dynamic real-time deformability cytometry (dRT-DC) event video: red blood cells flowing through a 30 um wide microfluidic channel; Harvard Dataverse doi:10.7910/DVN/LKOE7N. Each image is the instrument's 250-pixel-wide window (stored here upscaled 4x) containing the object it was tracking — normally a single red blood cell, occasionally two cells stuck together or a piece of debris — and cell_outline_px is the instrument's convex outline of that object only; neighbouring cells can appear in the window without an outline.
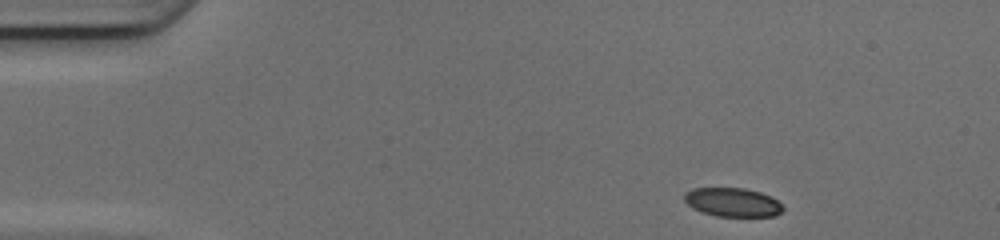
{"species": "common noctule bat (a hibernating species)", "species_latin": "Nyctalus noctula", "temperature_condition": "cold", "stored_images_in_passage": 44, "camera_frame_rate_fps": 3000, "um_per_image_px": 0.085, "animal": {"sex": "female", "body_mass_g": 17.0, "forearm_length_mm": 48.0}, "frame": {"image": 1, "passage_image": 1, "time_ms": 0.0, "image_size_px": [1000, 240], "cell_outline_px": [[784, 208], [776, 216], [716, 216], [700, 212], [692, 208], [684, 200], [684, 192], [692, 188], [744, 188], [760, 192], [772, 196]], "centroid_in_image_um": [62.24, 17.19], "position_along_channel_um": 22.8, "area_um2": 16.65}}
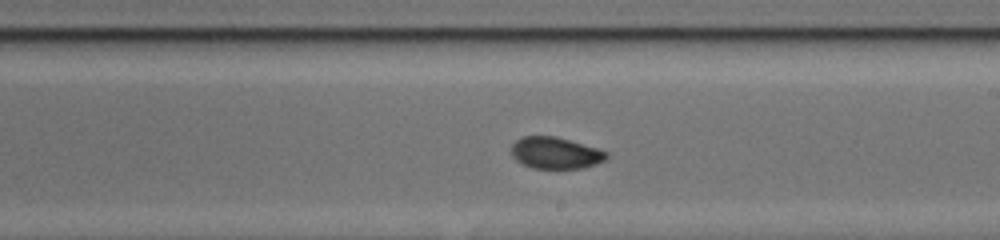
{"frame": {"image": 2, "passage_image": 23, "time_ms": 7.333, "image_size_px": [1000, 240], "cell_outline_px": [[608, 160], [584, 168], [532, 168], [520, 164], [512, 156], [512, 144], [520, 136], [556, 136], [596, 148], [608, 152]], "centroid_in_image_um": [47.21, 13.0], "position_along_channel_um": 241.8, "area_um2": 17.69}}
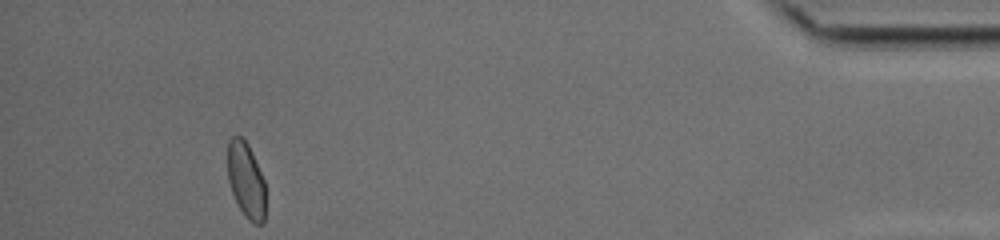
{"frame": {"image": 3, "passage_image": 40, "time_ms": 13.0, "image_size_px": [1000, 240], "cell_outline_px": [[264, 224], [252, 224], [244, 216], [232, 192], [228, 180], [228, 140], [232, 136], [240, 136], [248, 144], [252, 152], [264, 180]], "centroid_in_image_um": [20.91, 15.32], "position_along_channel_um": 414.3, "area_um2": 16.59}, "authors_computed_cell_mechanics": {"area_um2": 17.6001, "velocity_mm_per_s": 4.1969, "shape_relaxation_time_tau1_ms": 5.8769, "shape_relaxation_time_tau2_ms": 1.1875, "deformation_change_tau1": 0.1374, "deformation_change_tau2": 0.0414}}